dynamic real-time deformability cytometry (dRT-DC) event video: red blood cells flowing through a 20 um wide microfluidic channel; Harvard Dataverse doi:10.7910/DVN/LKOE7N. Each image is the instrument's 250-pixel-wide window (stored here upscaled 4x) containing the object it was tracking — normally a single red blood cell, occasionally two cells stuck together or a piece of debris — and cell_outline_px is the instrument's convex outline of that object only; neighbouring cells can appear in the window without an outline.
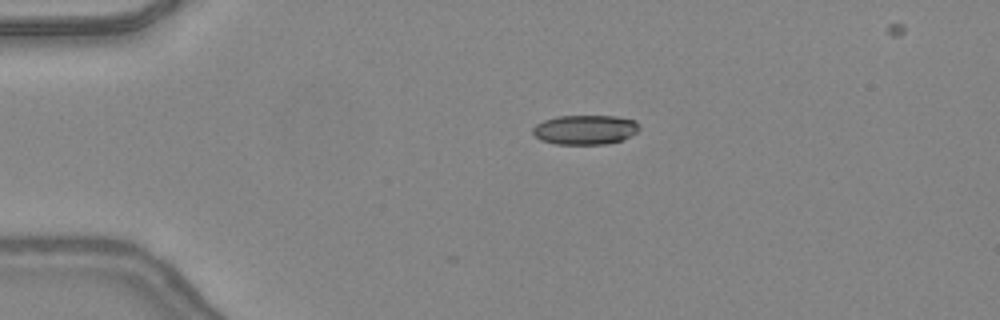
{"species": "common noctule bat (a hibernating species)", "species_latin": "Nyctalus noctula", "temperature_condition": "warm", "stored_images_in_passage": 3, "camera_frame_rate_fps": 3000, "um_per_image_px": 0.085, "animal": {"sex": "female", "body_mass_g": 24.6, "forearm_length_mm": 56.2}, "frame": {"image": 1, "passage_image": 3, "time_ms": 0.667, "image_size_px": [1000, 320], "cell_outline_px": [[640, 128], [636, 132], [620, 140], [604, 144], [556, 144], [540, 140], [532, 132], [532, 128], [536, 124], [544, 120], [556, 116], [616, 116], [636, 120], [640, 124]], "centroid_in_image_um": [49.72, 11.01], "position_along_channel_um": 35.3, "area_um2": 18.32}}